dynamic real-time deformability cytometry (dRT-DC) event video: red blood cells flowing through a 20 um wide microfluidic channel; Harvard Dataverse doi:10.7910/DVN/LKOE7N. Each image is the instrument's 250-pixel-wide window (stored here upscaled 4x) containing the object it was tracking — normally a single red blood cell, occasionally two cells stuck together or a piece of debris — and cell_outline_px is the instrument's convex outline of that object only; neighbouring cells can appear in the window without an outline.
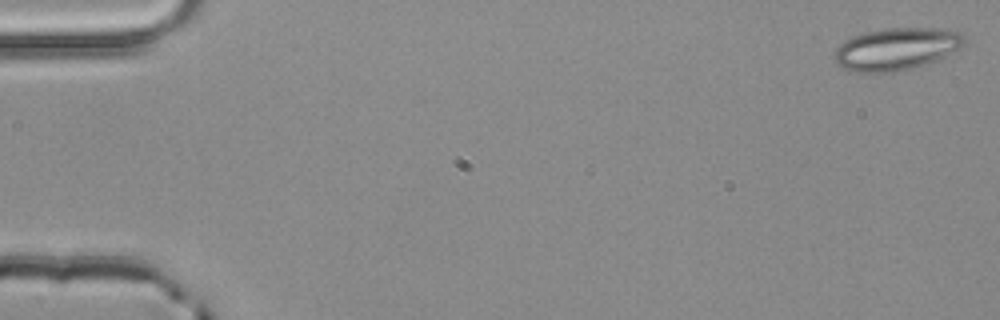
{"species": "common noctule bat (a hibernating species)", "species_latin": "Nyctalus noctula", "temperature_condition": "room temperature", "stored_images_in_passage": 4, "camera_frame_rate_fps": 3000, "um_per_image_px": 0.085, "animal": {"sex": "male", "body_mass_g": 20.4}, "frame": {"image": 1, "passage_image": 1, "time_ms": 0.0, "image_size_px": [1000, 320], "cell_outline_px": [[964, 44], [960, 48], [936, 60], [912, 68], [896, 72], [860, 72], [844, 68], [836, 64], [832, 56], [836, 48], [844, 40], [852, 36], [864, 32], [884, 28], [948, 28], [964, 32]], "centroid_in_image_um": [76.19, 4.14], "position_along_channel_um": 8.8, "area_um2": 32.31}}